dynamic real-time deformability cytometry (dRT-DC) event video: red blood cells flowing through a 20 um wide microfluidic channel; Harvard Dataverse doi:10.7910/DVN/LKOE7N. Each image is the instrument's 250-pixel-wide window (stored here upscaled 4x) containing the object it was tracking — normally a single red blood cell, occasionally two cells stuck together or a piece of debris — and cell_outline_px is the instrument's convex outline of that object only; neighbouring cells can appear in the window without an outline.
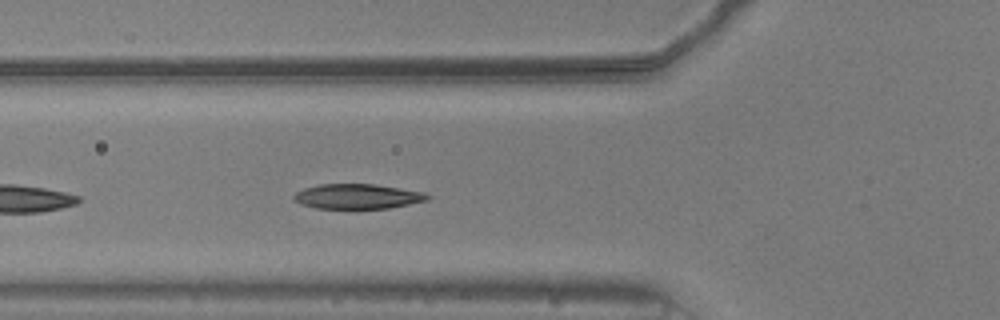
{"species": "common noctule bat (a hibernating species)", "species_latin": "Nyctalus noctula", "temperature_condition": "warm", "stored_images_in_passage": 15, "camera_frame_rate_fps": 3000, "um_per_image_px": 0.085, "animal": {"sex": "male", "body_mass_g": 20.5, "forearm_length_mm": 52.5}, "frame": {"image": 1, "passage_image": 5, "time_ms": 1.333, "image_size_px": [1000, 320], "cell_outline_px": [[432, 196], [428, 200], [388, 208], [316, 208], [300, 204], [292, 200], [292, 196], [296, 192], [304, 188], [320, 184], [376, 184], [424, 192]], "centroid_in_image_um": [30.36, 16.69], "position_along_channel_um": 95.4, "area_um2": 19.42}}
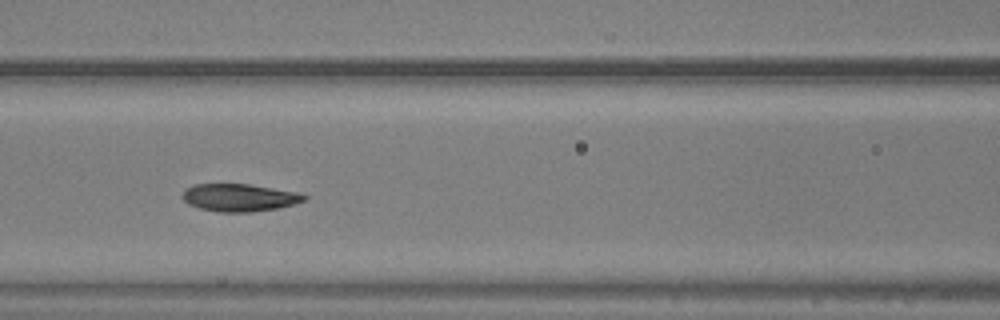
{"frame": {"image": 2, "passage_image": 9, "time_ms": 2.667, "image_size_px": [1000, 320], "cell_outline_px": [[308, 200], [276, 208], [252, 212], [216, 212], [200, 208], [188, 204], [180, 196], [184, 188], [196, 184], [248, 184], [300, 192], [308, 196]], "centroid_in_image_um": [20.34, 16.79], "position_along_channel_um": 146.3, "area_um2": 19.77}}